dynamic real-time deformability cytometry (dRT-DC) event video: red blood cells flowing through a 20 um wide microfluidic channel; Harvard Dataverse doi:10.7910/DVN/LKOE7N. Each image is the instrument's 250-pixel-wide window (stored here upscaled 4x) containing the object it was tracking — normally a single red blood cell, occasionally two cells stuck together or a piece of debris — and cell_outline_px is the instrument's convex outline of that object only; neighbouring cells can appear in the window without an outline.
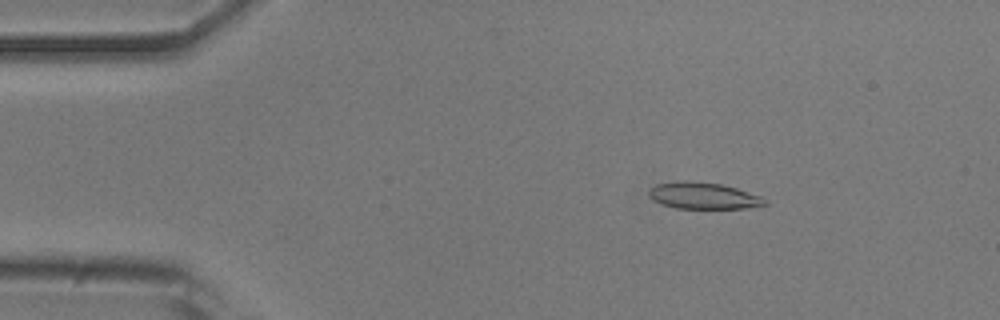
{"species": "common noctule bat (a hibernating species)", "species_latin": "Nyctalus noctula", "temperature_condition": "room temperature", "stored_images_in_passage": 52, "camera_frame_rate_fps": 3000, "um_per_image_px": 0.085, "animal": {"sex": "male", "body_mass_g": 20.5, "forearm_length_mm": 52.5}, "frame": {"image": 1, "passage_image": 7, "time_ms": 2.0, "image_size_px": [1000, 320], "cell_outline_px": [[768, 204], [744, 208], [676, 208], [660, 204], [652, 200], [648, 196], [648, 188], [656, 184], [684, 180], [688, 180], [720, 184], [736, 188], [760, 196], [768, 200]], "centroid_in_image_um": [59.73, 16.63], "position_along_channel_um": 25.3, "area_um2": 18.03}}
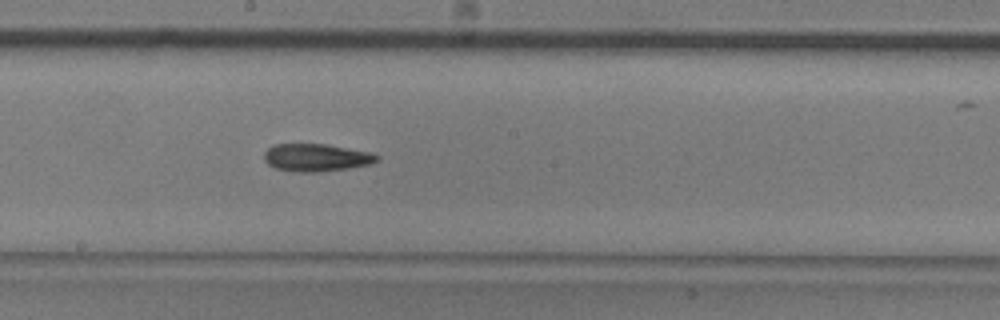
{"frame": {"image": 2, "passage_image": 27, "time_ms": 8.667, "image_size_px": [1000, 320], "cell_outline_px": [[380, 160], [372, 164], [348, 168], [320, 172], [292, 172], [276, 168], [268, 164], [264, 160], [264, 152], [272, 144], [328, 144], [372, 152], [380, 156]], "centroid_in_image_um": [26.91, 13.39], "position_along_channel_um": 221.3, "area_um2": 18.5}}
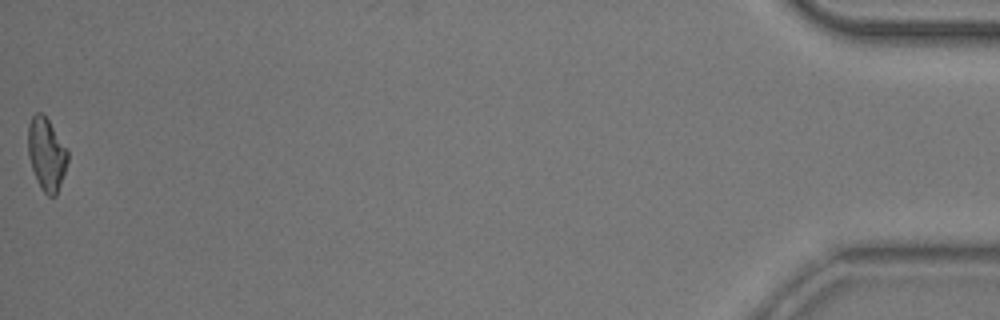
{"frame": {"image": 3, "passage_image": 51, "time_ms": 16.667, "image_size_px": [1000, 320], "cell_outline_px": [[68, 160], [56, 196], [48, 196], [40, 188], [36, 180], [28, 156], [28, 124], [32, 116], [36, 112], [40, 112], [48, 120], [68, 152]], "centroid_in_image_um": [3.93, 13.12], "position_along_channel_um": 431.3, "area_um2": 16.53}}